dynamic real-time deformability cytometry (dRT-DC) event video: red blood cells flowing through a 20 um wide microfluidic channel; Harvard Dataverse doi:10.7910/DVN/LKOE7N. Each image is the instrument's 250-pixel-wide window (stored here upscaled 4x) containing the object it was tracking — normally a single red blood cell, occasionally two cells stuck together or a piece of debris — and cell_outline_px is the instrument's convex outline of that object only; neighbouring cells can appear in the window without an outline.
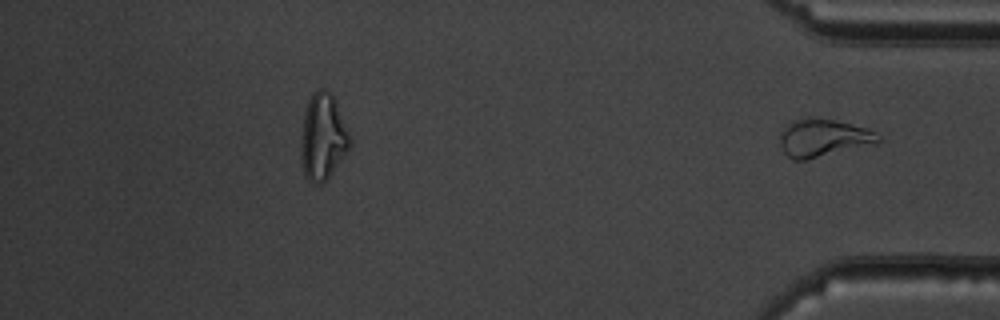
{"species": "common noctule bat (a hibernating species)", "species_latin": "Nyctalus noctula", "temperature_condition": "warm", "stored_images_in_passage": 46, "segment_of_instrument_passage": [2, 2], "camera_frame_rate_fps": 3000, "um_per_image_px": 0.085, "animal": {"sex": "male", "body_mass_g": 19.5, "forearm_length_mm": 54.6}, "frame": {"image": 1, "passage_image": 46, "time_ms": 15.0, "image_size_px": [1000, 320], "cell_outline_px": [[880, 140], [876, 144], [804, 160], [792, 160], [784, 152], [780, 144], [780, 132], [792, 120], [836, 120], [868, 128], [876, 132], [880, 136]], "centroid_in_image_um": [70.01, 11.75], "position_along_channel_um": 365.2, "area_um2": 21.21}}